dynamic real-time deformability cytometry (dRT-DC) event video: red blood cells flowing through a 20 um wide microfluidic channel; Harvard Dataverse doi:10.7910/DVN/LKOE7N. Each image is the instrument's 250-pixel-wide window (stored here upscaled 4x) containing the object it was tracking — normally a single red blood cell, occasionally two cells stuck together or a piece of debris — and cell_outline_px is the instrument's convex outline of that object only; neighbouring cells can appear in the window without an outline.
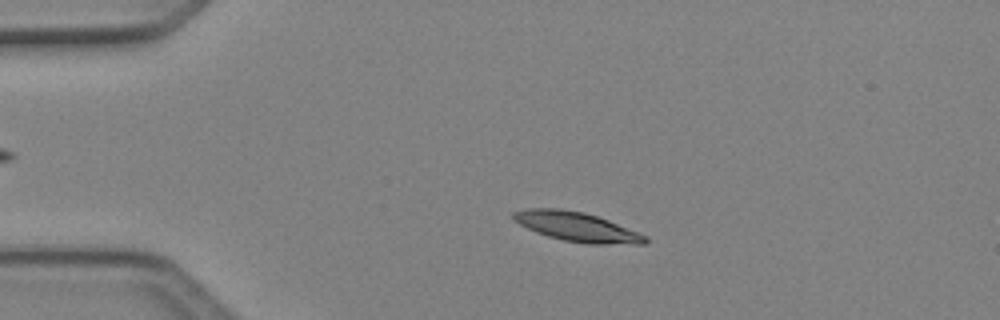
{"species": "Egyptian fruit bat (a non-hibernating species)", "species_latin": "Rousettus aegyptiacus", "temperature_condition": "cold", "stored_images_in_passage": 3, "camera_frame_rate_fps": 3000, "um_per_image_px": 0.085, "animal": {"sex": "female"}, "frame": {"image": 1, "passage_image": 2, "time_ms": 0.333, "image_size_px": [1000, 320], "cell_outline_px": [[648, 240], [644, 244], [588, 244], [564, 240], [548, 236], [536, 232], [512, 220], [512, 212], [528, 208], [560, 208], [584, 212], [608, 220], [648, 236]], "centroid_in_image_um": [49.02, 19.27], "position_along_channel_um": 36.0, "area_um2": 22.54}}